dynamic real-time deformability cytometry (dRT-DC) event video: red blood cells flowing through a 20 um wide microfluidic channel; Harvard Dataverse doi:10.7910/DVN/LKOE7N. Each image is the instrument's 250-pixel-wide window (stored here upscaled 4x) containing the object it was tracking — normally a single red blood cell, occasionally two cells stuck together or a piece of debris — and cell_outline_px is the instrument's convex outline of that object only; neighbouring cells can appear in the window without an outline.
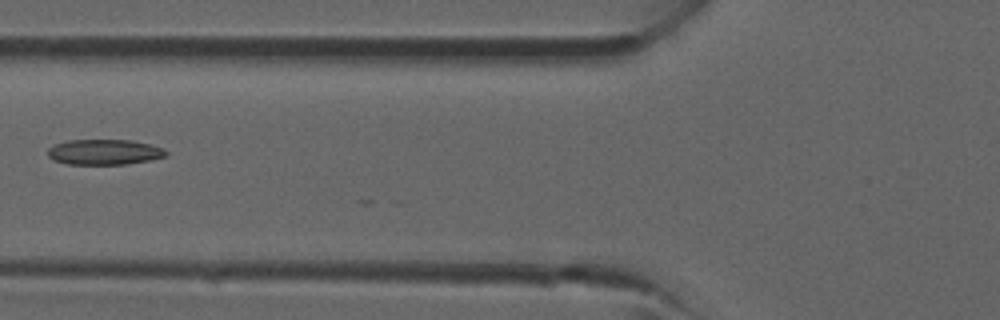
{"species": "common noctule bat (a hibernating species)", "species_latin": "Nyctalus noctula", "temperature_condition": "room temperature", "stored_images_in_passage": 17, "camera_frame_rate_fps": 3000, "um_per_image_px": 0.085, "animal": {"sex": "male", "forearm_length_mm": 52.5}, "frame": {"image": 1, "passage_image": 16, "time_ms": 5.0, "image_size_px": [1000, 320], "cell_outline_px": [[168, 156], [128, 164], [68, 164], [52, 160], [48, 156], [48, 148], [52, 144], [68, 140], [128, 140], [148, 144], [164, 148], [168, 152]], "centroid_in_image_um": [8.84, 12.92], "position_along_channel_um": 117.0, "area_um2": 17.57}}